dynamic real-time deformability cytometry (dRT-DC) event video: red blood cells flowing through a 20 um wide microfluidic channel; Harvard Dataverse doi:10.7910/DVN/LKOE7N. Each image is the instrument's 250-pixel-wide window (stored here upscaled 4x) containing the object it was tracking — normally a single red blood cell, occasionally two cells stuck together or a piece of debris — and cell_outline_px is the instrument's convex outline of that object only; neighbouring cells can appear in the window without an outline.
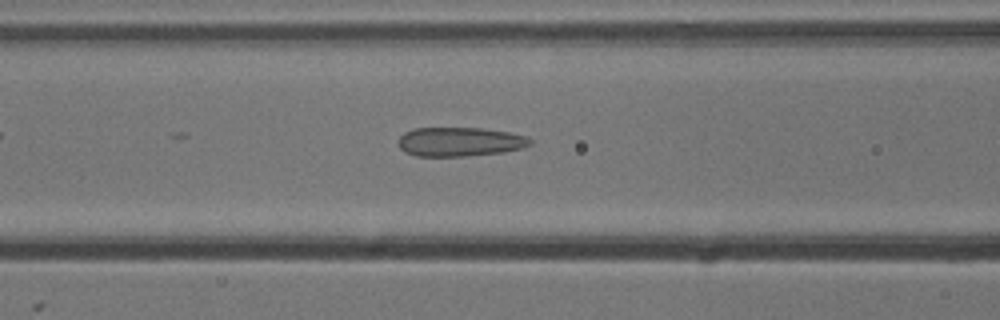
{"species": "common noctule bat (a hibernating species)", "species_latin": "Nyctalus noctula", "temperature_condition": "cold", "stored_images_in_passage": 45, "camera_frame_rate_fps": 3000, "um_per_image_px": 0.085, "animal": {"sex": "male", "body_mass_g": 13.3}, "frame": {"image": 1, "passage_image": 13, "time_ms": 4.0, "image_size_px": [1000, 320], "cell_outline_px": [[532, 144], [520, 148], [504, 152], [464, 156], [416, 156], [404, 152], [400, 148], [396, 140], [404, 132], [412, 128], [484, 128], [508, 132], [528, 136], [532, 140]], "centroid_in_image_um": [39.05, 12.04], "position_along_channel_um": 127.5, "area_um2": 22.6}}
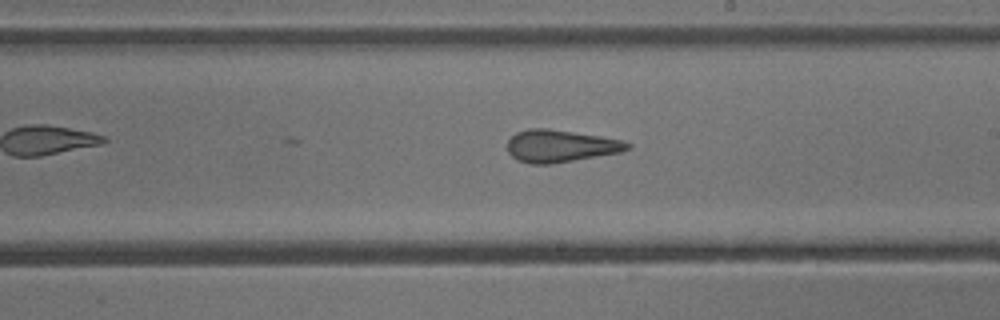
{"frame": {"image": 2, "passage_image": 22, "time_ms": 7.0, "image_size_px": [1000, 320], "cell_outline_px": [[632, 148], [620, 152], [552, 164], [528, 164], [516, 160], [508, 152], [508, 140], [516, 132], [528, 128], [548, 128], [620, 140], [632, 144]], "centroid_in_image_um": [47.59, 12.42], "position_along_channel_um": 241.4, "area_um2": 22.48}}
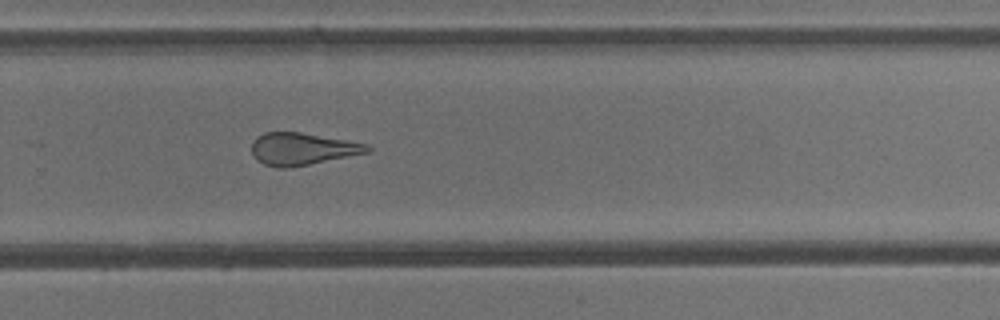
{"frame": {"image": 3, "passage_image": 27, "time_ms": 8.667, "image_size_px": [1000, 320], "cell_outline_px": [[372, 148], [368, 152], [288, 168], [276, 168], [264, 164], [256, 160], [252, 152], [252, 140], [256, 136], [264, 132], [300, 132], [368, 144]], "centroid_in_image_um": [25.63, 12.65], "position_along_channel_um": 304.2, "area_um2": 21.56}, "authors_computed_cell_mechanics": {"area_um2": 23.698, "velocity_mm_per_s": 3.7883, "shape_relaxation_time_tau1_ms": null, "shape_relaxation_time_tau2_ms": 1.9596, "deformation_change_tau1": null, "deformation_change_tau2": 0.1119}}